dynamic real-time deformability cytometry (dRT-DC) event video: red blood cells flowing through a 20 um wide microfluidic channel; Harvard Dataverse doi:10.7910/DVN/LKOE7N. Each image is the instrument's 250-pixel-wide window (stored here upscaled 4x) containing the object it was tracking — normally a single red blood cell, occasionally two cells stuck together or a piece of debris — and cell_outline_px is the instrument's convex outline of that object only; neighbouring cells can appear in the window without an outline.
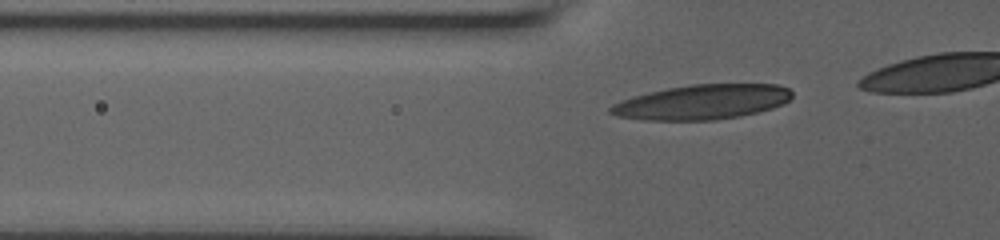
{"species": "human", "species_latin": "Homo sapiens", "temperature_condition": "room temperature", "stored_images_in_passage": 11, "camera_frame_rate_fps": 3000, "um_per_image_px": 0.085, "donor": {"sex": "male"}, "frame": {"image": 1, "passage_image": 8, "time_ms": 2.333, "image_size_px": [1000, 240], "cell_outline_px": [[792, 96], [784, 104], [772, 108], [740, 116], [716, 120], [644, 120], [616, 116], [608, 112], [608, 108], [612, 104], [632, 96], [648, 92], [668, 88], [692, 84], [776, 84], [788, 88], [792, 92]], "centroid_in_image_um": [59.66, 8.67], "position_along_channel_um": 66.1, "area_um2": 36.88}}